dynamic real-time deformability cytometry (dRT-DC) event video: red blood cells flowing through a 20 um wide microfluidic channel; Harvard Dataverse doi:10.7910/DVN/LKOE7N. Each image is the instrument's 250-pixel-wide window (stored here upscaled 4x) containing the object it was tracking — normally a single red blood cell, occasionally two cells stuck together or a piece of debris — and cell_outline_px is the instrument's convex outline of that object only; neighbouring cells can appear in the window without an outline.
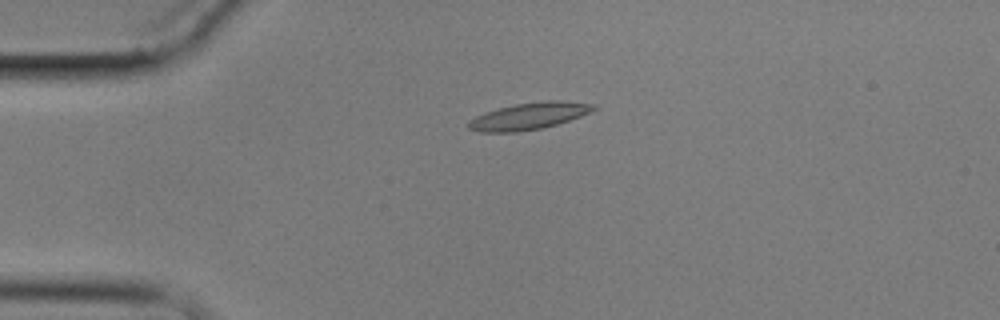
{"species": "common noctule bat (a hibernating species)", "species_latin": "Nyctalus noctula", "temperature_condition": "cold", "stored_images_in_passage": 5, "camera_frame_rate_fps": 3000, "um_per_image_px": 0.085, "animal": {"sex": "male", "body_mass_g": 17.9}, "frame": {"image": 1, "passage_image": 4, "time_ms": 3.667, "image_size_px": [1000, 320], "cell_outline_px": [[600, 108], [580, 116], [556, 124], [540, 128], [516, 132], [480, 132], [468, 128], [468, 120], [484, 112], [516, 104], [548, 100], [560, 100], [596, 104]], "centroid_in_image_um": [44.98, 9.85], "position_along_channel_um": 40.0, "area_um2": 19.48}}